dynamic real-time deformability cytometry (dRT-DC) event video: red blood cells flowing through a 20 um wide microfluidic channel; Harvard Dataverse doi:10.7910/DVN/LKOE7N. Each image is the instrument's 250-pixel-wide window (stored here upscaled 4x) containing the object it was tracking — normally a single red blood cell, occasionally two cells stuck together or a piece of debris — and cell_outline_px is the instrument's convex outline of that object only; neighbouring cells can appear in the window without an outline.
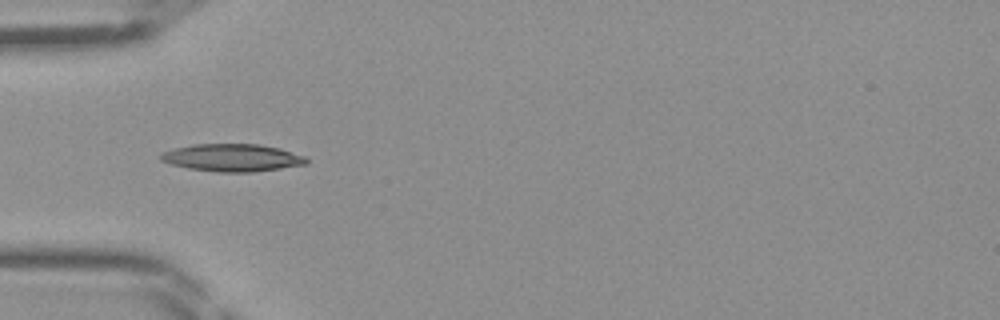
{"species": "Egyptian fruit bat (a non-hibernating species)", "species_latin": "Rousettus aegyptiacus", "temperature_condition": "room temperature", "stored_images_in_passage": 15, "camera_frame_rate_fps": 3000, "um_per_image_px": 0.085, "frame": {"image": 1, "passage_image": 1, "time_ms": 0.0, "image_size_px": [1000, 320], "cell_outline_px": [[308, 164], [252, 172], [216, 172], [188, 168], [172, 164], [160, 160], [160, 152], [172, 148], [192, 144], [260, 144], [280, 148], [304, 156], [308, 160]], "centroid_in_image_um": [19.71, 13.4], "position_along_channel_um": 65.3, "area_um2": 23.47}}
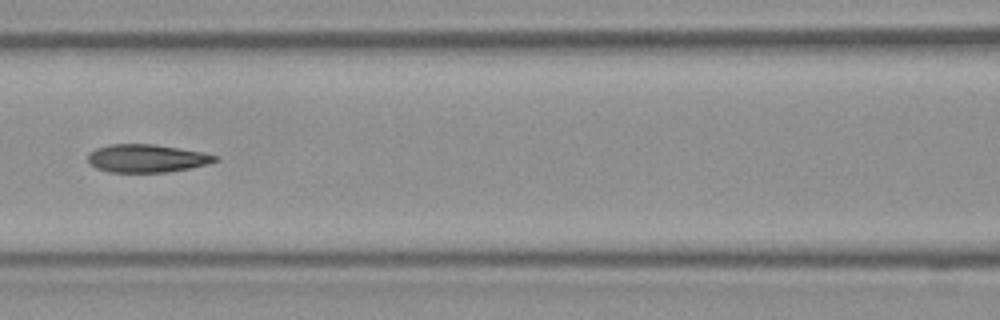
{"frame": {"image": 2, "passage_image": 7, "time_ms": 2.0, "image_size_px": [1000, 320], "cell_outline_px": [[220, 160], [208, 164], [192, 168], [168, 172], [108, 172], [96, 168], [88, 164], [88, 152], [96, 148], [108, 144], [156, 144], [204, 152], [220, 156]], "centroid_in_image_um": [12.5, 13.46], "position_along_channel_um": 154.1, "area_um2": 21.21}}